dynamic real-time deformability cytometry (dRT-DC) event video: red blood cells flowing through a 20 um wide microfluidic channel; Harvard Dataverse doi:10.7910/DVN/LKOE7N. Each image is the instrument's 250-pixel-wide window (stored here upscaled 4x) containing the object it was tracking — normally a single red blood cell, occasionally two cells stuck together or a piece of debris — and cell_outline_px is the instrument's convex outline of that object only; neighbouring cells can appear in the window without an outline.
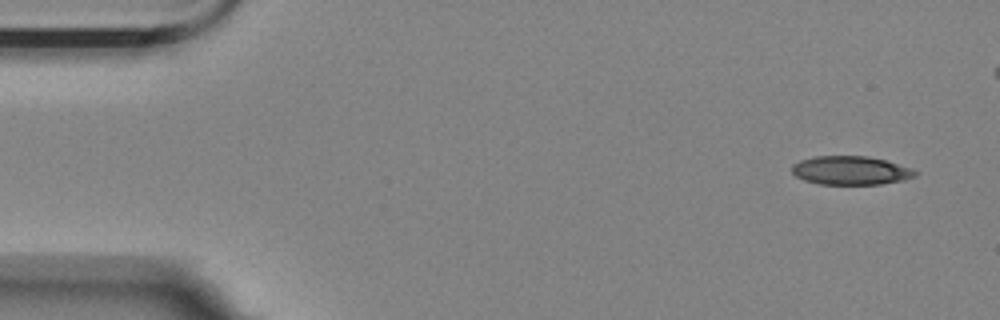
{"species": "Egyptian fruit bat (a non-hibernating species)", "species_latin": "Rousettus aegyptiacus", "temperature_condition": "room temperature", "stored_images_in_passage": 49, "camera_frame_rate_fps": 3000, "um_per_image_px": 0.085, "animal": {"sex": "female"}, "frame": {"image": 1, "passage_image": 1, "time_ms": 0.0, "image_size_px": [1000, 320], "cell_outline_px": [[920, 172], [916, 176], [904, 180], [880, 184], [820, 184], [804, 180], [796, 176], [792, 172], [792, 164], [800, 160], [816, 156], [868, 156], [884, 160], [912, 168]], "centroid_in_image_um": [72.33, 14.49], "position_along_channel_um": 12.7, "area_um2": 20.63}}
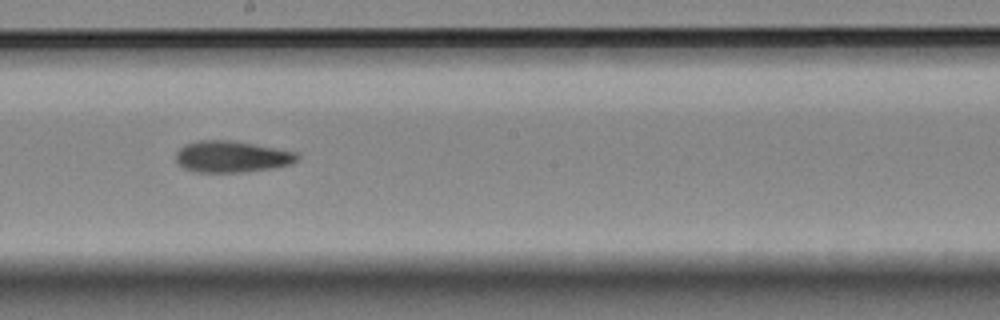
{"frame": {"image": 2, "passage_image": 28, "time_ms": 9.0, "image_size_px": [1000, 320], "cell_outline_px": [[300, 156], [292, 164], [272, 168], [244, 172], [196, 172], [184, 168], [176, 164], [176, 152], [184, 144], [196, 140], [228, 140], [252, 144], [296, 152]], "centroid_in_image_um": [19.65, 13.32], "position_along_channel_um": 228.6, "area_um2": 22.25}}
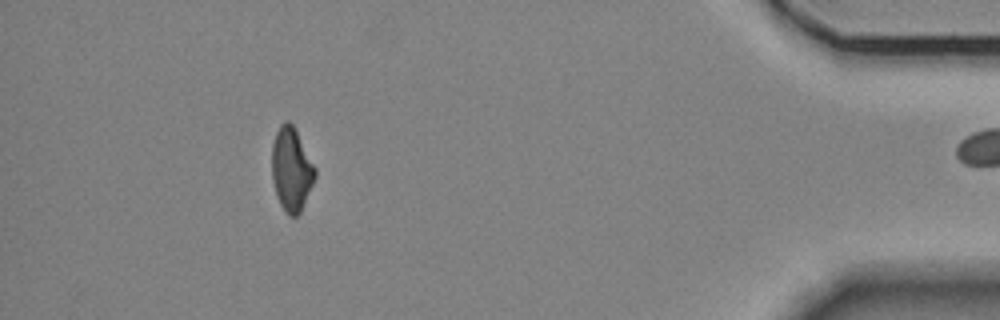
{"frame": {"image": 3, "passage_image": 48, "time_ms": 15.667, "image_size_px": [1000, 320], "cell_outline_px": [[316, 176], [300, 212], [296, 216], [288, 216], [280, 204], [272, 180], [272, 144], [276, 132], [280, 124], [284, 120], [288, 120], [292, 124], [316, 168]], "centroid_in_image_um": [24.76, 14.38], "position_along_channel_um": 410.4, "area_um2": 20.81}}